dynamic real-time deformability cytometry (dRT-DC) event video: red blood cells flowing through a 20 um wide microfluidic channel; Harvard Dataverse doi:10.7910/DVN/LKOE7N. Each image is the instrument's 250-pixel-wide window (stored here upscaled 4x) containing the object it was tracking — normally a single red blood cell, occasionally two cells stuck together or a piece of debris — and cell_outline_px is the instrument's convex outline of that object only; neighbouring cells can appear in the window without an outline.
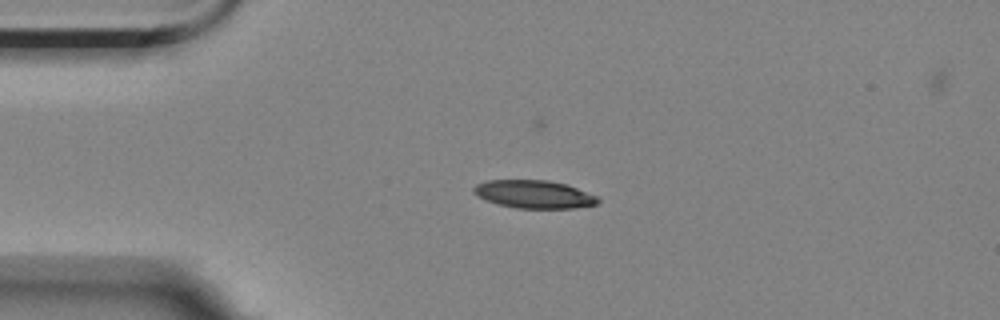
{"species": "Egyptian fruit bat (a non-hibernating species)", "species_latin": "Rousettus aegyptiacus", "temperature_condition": "room temperature", "stored_images_in_passage": 40, "camera_frame_rate_fps": 3000, "um_per_image_px": 0.085, "animal": {"sex": "female"}, "frame": {"image": 1, "passage_image": 1, "time_ms": 0.0, "image_size_px": [1000, 320], "cell_outline_px": [[600, 200], [596, 204], [572, 208], [516, 208], [500, 204], [488, 200], [472, 192], [472, 188], [476, 184], [488, 180], [548, 180], [568, 184], [596, 196]], "centroid_in_image_um": [45.4, 16.5], "position_along_channel_um": 39.6, "area_um2": 20.06}}
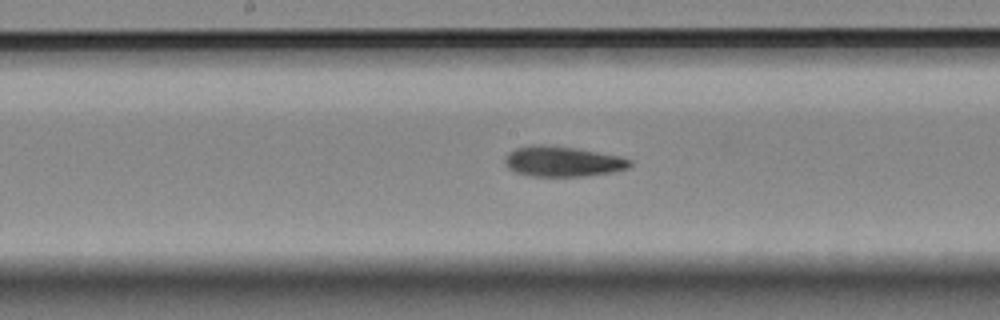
{"frame": {"image": 2, "passage_image": 17, "time_ms": 5.333, "image_size_px": [1000, 320], "cell_outline_px": [[632, 164], [628, 168], [612, 172], [584, 176], [532, 176], [516, 172], [508, 168], [504, 164], [504, 160], [508, 152], [516, 148], [532, 144], [540, 144], [576, 148], [620, 156], [632, 160]], "centroid_in_image_um": [47.81, 13.72], "position_along_channel_um": 200.4, "area_um2": 22.14}}
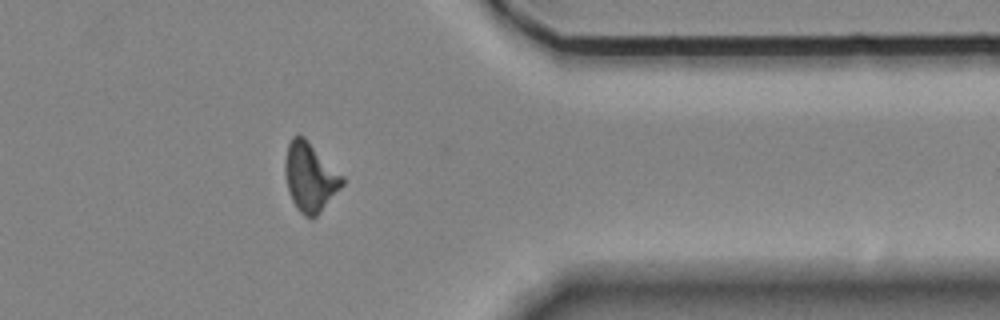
{"frame": {"image": 3, "passage_image": 34, "time_ms": 11.0, "image_size_px": [1000, 320], "cell_outline_px": [[344, 184], [320, 212], [312, 220], [304, 216], [296, 208], [288, 192], [284, 172], [284, 160], [288, 144], [292, 136], [304, 136], [344, 176]], "centroid_in_image_um": [26.34, 15.06], "position_along_channel_um": 385.1, "area_um2": 23.18}, "authors_computed_cell_mechanics": {"area_um2": 22.1663, "velocity_mm_per_s": 3.5039, "shape_relaxation_time_tau1_ms": 7.1531, "shape_relaxation_time_tau2_ms": 6.626, "deformation_change_tau1": 0.1789, "deformation_change_tau2": 0.1617}}